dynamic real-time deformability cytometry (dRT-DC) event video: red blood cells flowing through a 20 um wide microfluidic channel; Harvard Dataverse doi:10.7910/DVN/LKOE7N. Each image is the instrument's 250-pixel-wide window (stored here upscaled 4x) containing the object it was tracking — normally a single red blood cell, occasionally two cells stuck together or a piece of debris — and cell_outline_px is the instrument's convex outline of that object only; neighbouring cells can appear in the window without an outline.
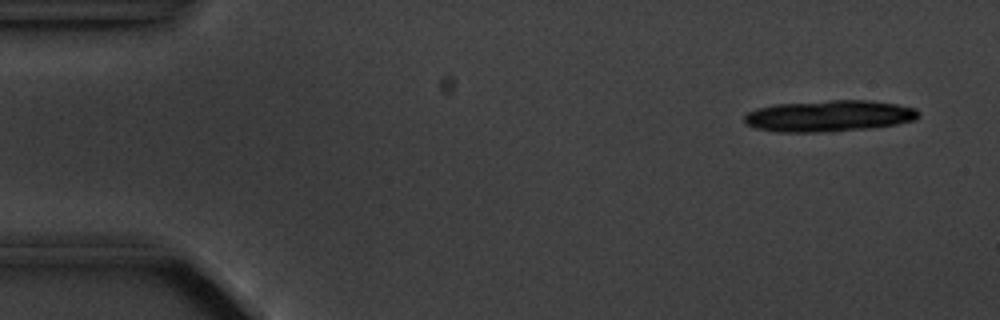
{"species": "common noctule bat (a hibernating species)", "species_latin": "Nyctalus noctula", "temperature_condition": "cold", "stored_images_in_passage": 4, "camera_frame_rate_fps": 3000, "um_per_image_px": 0.085, "animal": {"sex": "male", "body_mass_g": 20.1, "forearm_length_mm": 53.5}, "frame": {"image": 1, "passage_image": 1, "time_ms": 0.0, "image_size_px": [1000, 320], "cell_outline_px": [[920, 116], [916, 120], [896, 124], [872, 128], [828, 132], [776, 132], [756, 128], [744, 124], [744, 116], [748, 112], [756, 108], [776, 104], [832, 100], [868, 100], [896, 104], [916, 108], [920, 112]], "centroid_in_image_um": [70.47, 9.86], "position_along_channel_um": 14.5, "area_um2": 32.14}}